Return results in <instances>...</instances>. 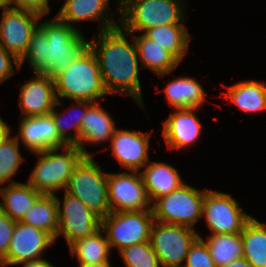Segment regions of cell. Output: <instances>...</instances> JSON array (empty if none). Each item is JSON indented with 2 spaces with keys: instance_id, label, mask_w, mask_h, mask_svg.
<instances>
[{
  "instance_id": "cell-34",
  "label": "cell",
  "mask_w": 266,
  "mask_h": 267,
  "mask_svg": "<svg viewBox=\"0 0 266 267\" xmlns=\"http://www.w3.org/2000/svg\"><path fill=\"white\" fill-rule=\"evenodd\" d=\"M183 267H216L208 246L201 236L189 248Z\"/></svg>"
},
{
  "instance_id": "cell-1",
  "label": "cell",
  "mask_w": 266,
  "mask_h": 267,
  "mask_svg": "<svg viewBox=\"0 0 266 267\" xmlns=\"http://www.w3.org/2000/svg\"><path fill=\"white\" fill-rule=\"evenodd\" d=\"M98 33V37L95 35L90 39L89 48L97 58L106 92L109 95H128L145 109L134 38L131 37L133 43H130L127 40L130 33L121 26Z\"/></svg>"
},
{
  "instance_id": "cell-35",
  "label": "cell",
  "mask_w": 266,
  "mask_h": 267,
  "mask_svg": "<svg viewBox=\"0 0 266 267\" xmlns=\"http://www.w3.org/2000/svg\"><path fill=\"white\" fill-rule=\"evenodd\" d=\"M16 221L0 210V260H2L8 249L13 235Z\"/></svg>"
},
{
  "instance_id": "cell-2",
  "label": "cell",
  "mask_w": 266,
  "mask_h": 267,
  "mask_svg": "<svg viewBox=\"0 0 266 267\" xmlns=\"http://www.w3.org/2000/svg\"><path fill=\"white\" fill-rule=\"evenodd\" d=\"M82 31L70 27L56 16L44 19L32 33L24 56L19 60L20 70L26 61L33 73L50 77L65 70L89 47Z\"/></svg>"
},
{
  "instance_id": "cell-4",
  "label": "cell",
  "mask_w": 266,
  "mask_h": 267,
  "mask_svg": "<svg viewBox=\"0 0 266 267\" xmlns=\"http://www.w3.org/2000/svg\"><path fill=\"white\" fill-rule=\"evenodd\" d=\"M57 99L100 102L109 95L103 85L95 54L88 47L81 56L54 77ZM97 100V101H96Z\"/></svg>"
},
{
  "instance_id": "cell-31",
  "label": "cell",
  "mask_w": 266,
  "mask_h": 267,
  "mask_svg": "<svg viewBox=\"0 0 266 267\" xmlns=\"http://www.w3.org/2000/svg\"><path fill=\"white\" fill-rule=\"evenodd\" d=\"M75 103L76 104H73L74 106L69 107L68 108L69 110L68 111L65 110L64 113H59L55 109L56 106L51 111L55 127H56L60 137L68 145H76L79 142V140H80V127H81L83 117L86 114L87 108L93 102L76 100ZM76 111H77V113H76ZM67 114H68V116H66ZM65 117H67L68 119ZM71 129L74 130V134L72 133ZM70 131H71V133H70Z\"/></svg>"
},
{
  "instance_id": "cell-38",
  "label": "cell",
  "mask_w": 266,
  "mask_h": 267,
  "mask_svg": "<svg viewBox=\"0 0 266 267\" xmlns=\"http://www.w3.org/2000/svg\"><path fill=\"white\" fill-rule=\"evenodd\" d=\"M22 264V267H54L50 262L45 260L44 258L32 260V261H26L23 263H20L19 265Z\"/></svg>"
},
{
  "instance_id": "cell-30",
  "label": "cell",
  "mask_w": 266,
  "mask_h": 267,
  "mask_svg": "<svg viewBox=\"0 0 266 267\" xmlns=\"http://www.w3.org/2000/svg\"><path fill=\"white\" fill-rule=\"evenodd\" d=\"M216 267H224L243 257L241 233L210 234L204 240Z\"/></svg>"
},
{
  "instance_id": "cell-21",
  "label": "cell",
  "mask_w": 266,
  "mask_h": 267,
  "mask_svg": "<svg viewBox=\"0 0 266 267\" xmlns=\"http://www.w3.org/2000/svg\"><path fill=\"white\" fill-rule=\"evenodd\" d=\"M143 168L140 173L151 203L161 196L170 194L185 183L179 171L167 163L150 160Z\"/></svg>"
},
{
  "instance_id": "cell-11",
  "label": "cell",
  "mask_w": 266,
  "mask_h": 267,
  "mask_svg": "<svg viewBox=\"0 0 266 267\" xmlns=\"http://www.w3.org/2000/svg\"><path fill=\"white\" fill-rule=\"evenodd\" d=\"M55 199L58 205V230L55 241L57 237L63 235L69 247L76 240L91 235L101 228V217L79 198L65 191L63 200L56 195Z\"/></svg>"
},
{
  "instance_id": "cell-42",
  "label": "cell",
  "mask_w": 266,
  "mask_h": 267,
  "mask_svg": "<svg viewBox=\"0 0 266 267\" xmlns=\"http://www.w3.org/2000/svg\"><path fill=\"white\" fill-rule=\"evenodd\" d=\"M11 6L9 0H0V9H7Z\"/></svg>"
},
{
  "instance_id": "cell-44",
  "label": "cell",
  "mask_w": 266,
  "mask_h": 267,
  "mask_svg": "<svg viewBox=\"0 0 266 267\" xmlns=\"http://www.w3.org/2000/svg\"><path fill=\"white\" fill-rule=\"evenodd\" d=\"M0 267H5V264L3 263L2 260H0Z\"/></svg>"
},
{
  "instance_id": "cell-9",
  "label": "cell",
  "mask_w": 266,
  "mask_h": 267,
  "mask_svg": "<svg viewBox=\"0 0 266 267\" xmlns=\"http://www.w3.org/2000/svg\"><path fill=\"white\" fill-rule=\"evenodd\" d=\"M199 236L193 228L154 221L150 242L162 267H183L189 248Z\"/></svg>"
},
{
  "instance_id": "cell-18",
  "label": "cell",
  "mask_w": 266,
  "mask_h": 267,
  "mask_svg": "<svg viewBox=\"0 0 266 267\" xmlns=\"http://www.w3.org/2000/svg\"><path fill=\"white\" fill-rule=\"evenodd\" d=\"M199 108L174 109L168 118L163 121L162 136L168 149H188L202 135V123L195 114Z\"/></svg>"
},
{
  "instance_id": "cell-26",
  "label": "cell",
  "mask_w": 266,
  "mask_h": 267,
  "mask_svg": "<svg viewBox=\"0 0 266 267\" xmlns=\"http://www.w3.org/2000/svg\"><path fill=\"white\" fill-rule=\"evenodd\" d=\"M143 34L173 54L180 62L188 54L191 34L184 24L156 26L146 30Z\"/></svg>"
},
{
  "instance_id": "cell-36",
  "label": "cell",
  "mask_w": 266,
  "mask_h": 267,
  "mask_svg": "<svg viewBox=\"0 0 266 267\" xmlns=\"http://www.w3.org/2000/svg\"><path fill=\"white\" fill-rule=\"evenodd\" d=\"M14 65L20 71L19 61L0 45V84L16 74Z\"/></svg>"
},
{
  "instance_id": "cell-27",
  "label": "cell",
  "mask_w": 266,
  "mask_h": 267,
  "mask_svg": "<svg viewBox=\"0 0 266 267\" xmlns=\"http://www.w3.org/2000/svg\"><path fill=\"white\" fill-rule=\"evenodd\" d=\"M102 228L93 234L78 239L69 246L72 258L77 257L79 265L108 262L111 248Z\"/></svg>"
},
{
  "instance_id": "cell-14",
  "label": "cell",
  "mask_w": 266,
  "mask_h": 267,
  "mask_svg": "<svg viewBox=\"0 0 266 267\" xmlns=\"http://www.w3.org/2000/svg\"><path fill=\"white\" fill-rule=\"evenodd\" d=\"M55 239L47 232L23 222H16L9 249L2 259L5 266L19 265L43 257Z\"/></svg>"
},
{
  "instance_id": "cell-12",
  "label": "cell",
  "mask_w": 266,
  "mask_h": 267,
  "mask_svg": "<svg viewBox=\"0 0 266 267\" xmlns=\"http://www.w3.org/2000/svg\"><path fill=\"white\" fill-rule=\"evenodd\" d=\"M42 18L41 14L27 9L12 6L4 9L0 20V45L19 61Z\"/></svg>"
},
{
  "instance_id": "cell-15",
  "label": "cell",
  "mask_w": 266,
  "mask_h": 267,
  "mask_svg": "<svg viewBox=\"0 0 266 267\" xmlns=\"http://www.w3.org/2000/svg\"><path fill=\"white\" fill-rule=\"evenodd\" d=\"M151 133L116 128L111 140L110 151L126 171H138L150 161L149 143Z\"/></svg>"
},
{
  "instance_id": "cell-5",
  "label": "cell",
  "mask_w": 266,
  "mask_h": 267,
  "mask_svg": "<svg viewBox=\"0 0 266 267\" xmlns=\"http://www.w3.org/2000/svg\"><path fill=\"white\" fill-rule=\"evenodd\" d=\"M32 154L39 159L27 182L44 195H56L61 189L65 191L74 169L85 157L77 145L50 148Z\"/></svg>"
},
{
  "instance_id": "cell-7",
  "label": "cell",
  "mask_w": 266,
  "mask_h": 267,
  "mask_svg": "<svg viewBox=\"0 0 266 267\" xmlns=\"http://www.w3.org/2000/svg\"><path fill=\"white\" fill-rule=\"evenodd\" d=\"M206 190H198L186 183L152 203L155 221L194 228L202 218V203Z\"/></svg>"
},
{
  "instance_id": "cell-25",
  "label": "cell",
  "mask_w": 266,
  "mask_h": 267,
  "mask_svg": "<svg viewBox=\"0 0 266 267\" xmlns=\"http://www.w3.org/2000/svg\"><path fill=\"white\" fill-rule=\"evenodd\" d=\"M0 195L4 200L3 202L0 201V210L18 222L22 220L26 212L42 194L29 183L18 182L0 187Z\"/></svg>"
},
{
  "instance_id": "cell-19",
  "label": "cell",
  "mask_w": 266,
  "mask_h": 267,
  "mask_svg": "<svg viewBox=\"0 0 266 267\" xmlns=\"http://www.w3.org/2000/svg\"><path fill=\"white\" fill-rule=\"evenodd\" d=\"M109 6V0H65L56 17L78 30L73 23L90 20L101 22V28L98 29L101 32L120 26L114 18L115 13L108 10Z\"/></svg>"
},
{
  "instance_id": "cell-3",
  "label": "cell",
  "mask_w": 266,
  "mask_h": 267,
  "mask_svg": "<svg viewBox=\"0 0 266 267\" xmlns=\"http://www.w3.org/2000/svg\"><path fill=\"white\" fill-rule=\"evenodd\" d=\"M185 0H117L120 26L130 34L187 21ZM118 11V12H117Z\"/></svg>"
},
{
  "instance_id": "cell-10",
  "label": "cell",
  "mask_w": 266,
  "mask_h": 267,
  "mask_svg": "<svg viewBox=\"0 0 266 267\" xmlns=\"http://www.w3.org/2000/svg\"><path fill=\"white\" fill-rule=\"evenodd\" d=\"M202 217L205 218L211 234L241 233L252 218L229 193L210 189H206L203 198Z\"/></svg>"
},
{
  "instance_id": "cell-17",
  "label": "cell",
  "mask_w": 266,
  "mask_h": 267,
  "mask_svg": "<svg viewBox=\"0 0 266 267\" xmlns=\"http://www.w3.org/2000/svg\"><path fill=\"white\" fill-rule=\"evenodd\" d=\"M18 129L19 132L15 137L31 153L68 145L60 137L51 113L36 117H22Z\"/></svg>"
},
{
  "instance_id": "cell-43",
  "label": "cell",
  "mask_w": 266,
  "mask_h": 267,
  "mask_svg": "<svg viewBox=\"0 0 266 267\" xmlns=\"http://www.w3.org/2000/svg\"><path fill=\"white\" fill-rule=\"evenodd\" d=\"M49 7V0H42ZM60 1V0H58Z\"/></svg>"
},
{
  "instance_id": "cell-23",
  "label": "cell",
  "mask_w": 266,
  "mask_h": 267,
  "mask_svg": "<svg viewBox=\"0 0 266 267\" xmlns=\"http://www.w3.org/2000/svg\"><path fill=\"white\" fill-rule=\"evenodd\" d=\"M227 88L223 91L224 98L239 108L244 113L253 114L266 110V83L256 80H244L231 86L222 85Z\"/></svg>"
},
{
  "instance_id": "cell-13",
  "label": "cell",
  "mask_w": 266,
  "mask_h": 267,
  "mask_svg": "<svg viewBox=\"0 0 266 267\" xmlns=\"http://www.w3.org/2000/svg\"><path fill=\"white\" fill-rule=\"evenodd\" d=\"M107 180L111 212L152 210L140 172L108 173Z\"/></svg>"
},
{
  "instance_id": "cell-28",
  "label": "cell",
  "mask_w": 266,
  "mask_h": 267,
  "mask_svg": "<svg viewBox=\"0 0 266 267\" xmlns=\"http://www.w3.org/2000/svg\"><path fill=\"white\" fill-rule=\"evenodd\" d=\"M243 257L252 267H266V223L252 217L241 231Z\"/></svg>"
},
{
  "instance_id": "cell-16",
  "label": "cell",
  "mask_w": 266,
  "mask_h": 267,
  "mask_svg": "<svg viewBox=\"0 0 266 267\" xmlns=\"http://www.w3.org/2000/svg\"><path fill=\"white\" fill-rule=\"evenodd\" d=\"M54 86V79L41 73H34L33 77L20 87L19 103L22 117H36L50 114L55 106H59Z\"/></svg>"
},
{
  "instance_id": "cell-40",
  "label": "cell",
  "mask_w": 266,
  "mask_h": 267,
  "mask_svg": "<svg viewBox=\"0 0 266 267\" xmlns=\"http://www.w3.org/2000/svg\"><path fill=\"white\" fill-rule=\"evenodd\" d=\"M224 267H252V266L248 263V261L244 257H242L240 259L232 261L230 264Z\"/></svg>"
},
{
  "instance_id": "cell-22",
  "label": "cell",
  "mask_w": 266,
  "mask_h": 267,
  "mask_svg": "<svg viewBox=\"0 0 266 267\" xmlns=\"http://www.w3.org/2000/svg\"><path fill=\"white\" fill-rule=\"evenodd\" d=\"M140 34L139 36L131 34V36L133 35L135 41L141 67L153 71L159 78L175 71L181 62L169 51L148 39L143 33Z\"/></svg>"
},
{
  "instance_id": "cell-41",
  "label": "cell",
  "mask_w": 266,
  "mask_h": 267,
  "mask_svg": "<svg viewBox=\"0 0 266 267\" xmlns=\"http://www.w3.org/2000/svg\"><path fill=\"white\" fill-rule=\"evenodd\" d=\"M79 267H111L110 261L108 262H101V263H96L92 265H78Z\"/></svg>"
},
{
  "instance_id": "cell-20",
  "label": "cell",
  "mask_w": 266,
  "mask_h": 267,
  "mask_svg": "<svg viewBox=\"0 0 266 267\" xmlns=\"http://www.w3.org/2000/svg\"><path fill=\"white\" fill-rule=\"evenodd\" d=\"M107 110L101 107L99 102H93L86 110L80 127V140L76 144L83 152L85 157H92L85 147V144H102L111 140L116 127Z\"/></svg>"
},
{
  "instance_id": "cell-32",
  "label": "cell",
  "mask_w": 266,
  "mask_h": 267,
  "mask_svg": "<svg viewBox=\"0 0 266 267\" xmlns=\"http://www.w3.org/2000/svg\"><path fill=\"white\" fill-rule=\"evenodd\" d=\"M19 145L17 138L10 135L0 147V185L18 183L12 177L16 175L25 159L20 154Z\"/></svg>"
},
{
  "instance_id": "cell-29",
  "label": "cell",
  "mask_w": 266,
  "mask_h": 267,
  "mask_svg": "<svg viewBox=\"0 0 266 267\" xmlns=\"http://www.w3.org/2000/svg\"><path fill=\"white\" fill-rule=\"evenodd\" d=\"M20 222L41 229L55 239L58 230V205L55 195L42 194Z\"/></svg>"
},
{
  "instance_id": "cell-39",
  "label": "cell",
  "mask_w": 266,
  "mask_h": 267,
  "mask_svg": "<svg viewBox=\"0 0 266 267\" xmlns=\"http://www.w3.org/2000/svg\"><path fill=\"white\" fill-rule=\"evenodd\" d=\"M11 132L12 131L9 125L0 117V147L3 142L11 135Z\"/></svg>"
},
{
  "instance_id": "cell-37",
  "label": "cell",
  "mask_w": 266,
  "mask_h": 267,
  "mask_svg": "<svg viewBox=\"0 0 266 267\" xmlns=\"http://www.w3.org/2000/svg\"><path fill=\"white\" fill-rule=\"evenodd\" d=\"M12 7L27 9L41 14L47 15L51 8L48 7L42 0H9Z\"/></svg>"
},
{
  "instance_id": "cell-24",
  "label": "cell",
  "mask_w": 266,
  "mask_h": 267,
  "mask_svg": "<svg viewBox=\"0 0 266 267\" xmlns=\"http://www.w3.org/2000/svg\"><path fill=\"white\" fill-rule=\"evenodd\" d=\"M203 85L193 77L179 76L164 88L167 103L172 109L202 108L207 99Z\"/></svg>"
},
{
  "instance_id": "cell-33",
  "label": "cell",
  "mask_w": 266,
  "mask_h": 267,
  "mask_svg": "<svg viewBox=\"0 0 266 267\" xmlns=\"http://www.w3.org/2000/svg\"><path fill=\"white\" fill-rule=\"evenodd\" d=\"M119 253L126 267H162L150 241L127 246Z\"/></svg>"
},
{
  "instance_id": "cell-6",
  "label": "cell",
  "mask_w": 266,
  "mask_h": 267,
  "mask_svg": "<svg viewBox=\"0 0 266 267\" xmlns=\"http://www.w3.org/2000/svg\"><path fill=\"white\" fill-rule=\"evenodd\" d=\"M108 173L92 157H84L70 176L65 191L79 198L101 218L110 212L108 203Z\"/></svg>"
},
{
  "instance_id": "cell-8",
  "label": "cell",
  "mask_w": 266,
  "mask_h": 267,
  "mask_svg": "<svg viewBox=\"0 0 266 267\" xmlns=\"http://www.w3.org/2000/svg\"><path fill=\"white\" fill-rule=\"evenodd\" d=\"M152 210L110 212L101 218L110 248L119 251L127 246L150 241L154 223Z\"/></svg>"
}]
</instances>
